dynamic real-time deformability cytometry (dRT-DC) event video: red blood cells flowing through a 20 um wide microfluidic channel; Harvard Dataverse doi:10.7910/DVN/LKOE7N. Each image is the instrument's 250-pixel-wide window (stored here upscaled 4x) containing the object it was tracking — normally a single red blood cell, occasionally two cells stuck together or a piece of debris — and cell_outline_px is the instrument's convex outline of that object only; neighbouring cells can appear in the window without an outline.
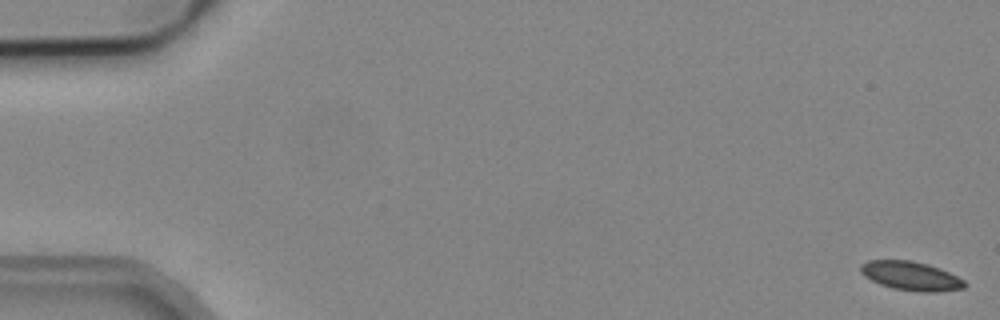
{"species": "common noctule bat (a hibernating species)", "species_latin": "Nyctalus noctula", "temperature_condition": "cold", "stored_images_in_passage": 6, "segment_of_instrument_passage": [2, 2], "camera_frame_rate_fps": 3000, "um_per_image_px": 0.085, "animal": {"sex": "male", "body_mass_g": 19.2, "forearm_length_mm": 51.8}, "frame": {"image": 1, "passage_image": 6, "time_ms": 1.667, "image_size_px": [1000, 320], "cell_outline_px": [[968, 284], [964, 288], [936, 292], [920, 292], [892, 288], [880, 284], [864, 276], [860, 272], [860, 264], [868, 260], [912, 260], [928, 264], [940, 268], [964, 280]], "centroid_in_image_um": [77.42, 23.45], "position_along_channel_um": 7.6, "area_um2": 17.63}}